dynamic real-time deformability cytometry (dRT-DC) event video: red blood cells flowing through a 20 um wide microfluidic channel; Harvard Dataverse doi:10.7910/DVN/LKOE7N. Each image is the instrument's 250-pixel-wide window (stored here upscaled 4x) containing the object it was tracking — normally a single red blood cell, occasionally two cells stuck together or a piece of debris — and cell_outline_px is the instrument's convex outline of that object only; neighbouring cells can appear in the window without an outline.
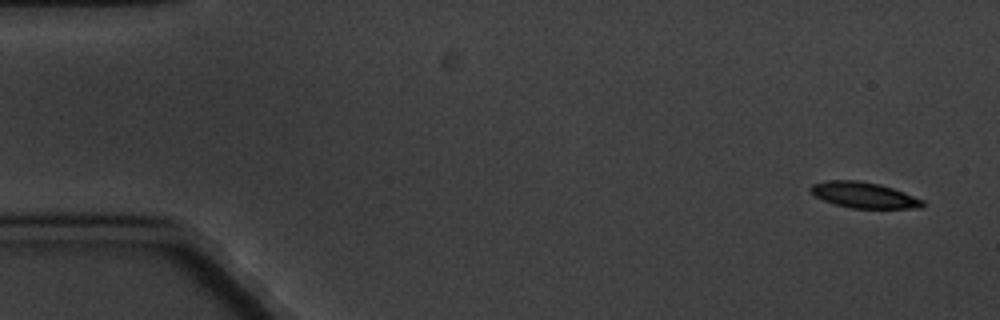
{"species": "common noctule bat (a hibernating species)", "species_latin": "Nyctalus noctula", "temperature_condition": "cold", "stored_images_in_passage": 8, "camera_frame_rate_fps": 3000, "um_per_image_px": 0.085, "animal": {"sex": "male", "body_mass_g": 20.1, "forearm_length_mm": 53.5}, "frame": {"image": 1, "passage_image": 1, "time_ms": 0.0, "image_size_px": [1000, 320], "cell_outline_px": [[924, 204], [920, 208], [852, 208], [836, 204], [824, 200], [816, 196], [808, 188], [812, 184], [828, 180], [860, 180], [880, 184], [904, 192], [924, 200]], "centroid_in_image_um": [73.44, 16.57], "position_along_channel_um": 11.6, "area_um2": 16.76}}